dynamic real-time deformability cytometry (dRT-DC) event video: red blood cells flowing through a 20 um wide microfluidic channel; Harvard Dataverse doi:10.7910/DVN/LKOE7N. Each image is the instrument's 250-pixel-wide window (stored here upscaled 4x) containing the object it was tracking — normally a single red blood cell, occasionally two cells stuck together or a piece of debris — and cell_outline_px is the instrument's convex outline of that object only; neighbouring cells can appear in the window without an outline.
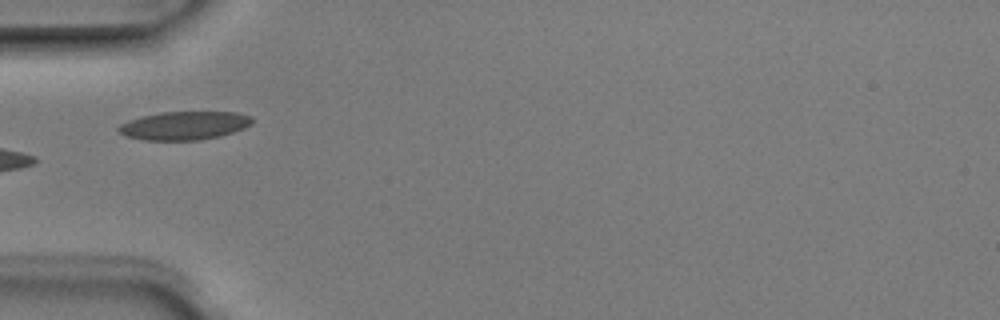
{"species": "Egyptian fruit bat (a non-hibernating species)", "species_latin": "Rousettus aegyptiacus", "temperature_condition": "room temperature", "stored_images_in_passage": 6, "camera_frame_rate_fps": 3000, "um_per_image_px": 0.085, "animal": {"sex": "male"}, "frame": {"image": 1, "passage_image": 5, "time_ms": 1.333, "image_size_px": [1000, 320], "cell_outline_px": [[252, 124], [244, 128], [220, 136], [200, 140], [144, 140], [128, 136], [120, 132], [116, 128], [120, 124], [128, 120], [140, 116], [160, 112], [236, 112], [252, 116]], "centroid_in_image_um": [15.66, 10.66], "position_along_channel_um": 69.3, "area_um2": 22.14}}
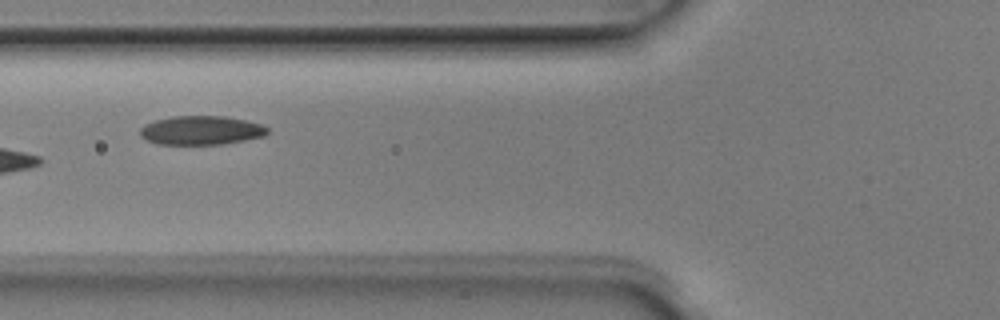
{"frame": {"image": 2, "passage_image": 6, "time_ms": 1.667, "image_size_px": [1000, 320], "cell_outline_px": [[268, 132], [264, 136], [224, 144], [156, 144], [140, 136], [140, 128], [144, 124], [152, 120], [172, 116], [224, 116], [264, 124], [268, 128]], "centroid_in_image_um": [17.08, 11.07], "position_along_channel_um": 108.7, "area_um2": 21.62}}